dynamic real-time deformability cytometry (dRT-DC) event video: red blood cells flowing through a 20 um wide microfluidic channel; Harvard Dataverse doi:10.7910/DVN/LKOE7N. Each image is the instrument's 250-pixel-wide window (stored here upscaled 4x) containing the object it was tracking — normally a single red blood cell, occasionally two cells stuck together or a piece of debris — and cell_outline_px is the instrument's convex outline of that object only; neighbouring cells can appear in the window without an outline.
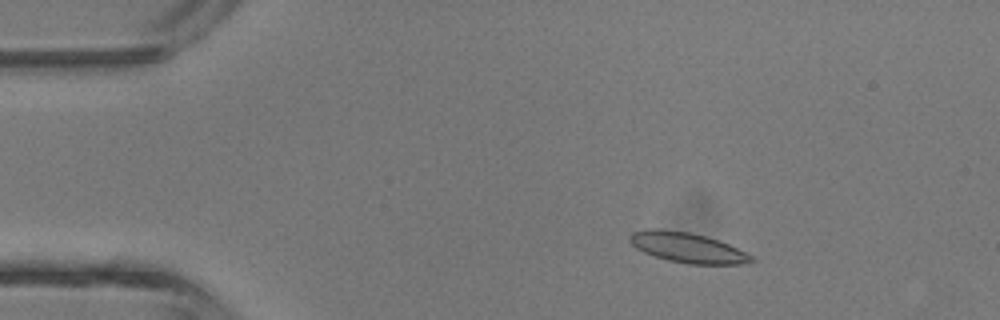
{"species": "common noctule bat (a hibernating species)", "species_latin": "Nyctalus noctula", "temperature_condition": "room temperature", "stored_images_in_passage": 5, "camera_frame_rate_fps": 3000, "um_per_image_px": 0.085, "animal": {"sex": "male", "body_mass_g": 13.3}, "frame": {"image": 1, "passage_image": 2, "time_ms": 1.0, "image_size_px": [1000, 320], "cell_outline_px": [[756, 260], [740, 264], [688, 264], [668, 260], [644, 252], [636, 248], [628, 240], [628, 236], [632, 232], [648, 228], [660, 228], [688, 232], [708, 236], [728, 244], [752, 256]], "centroid_in_image_um": [58.38, 21.03], "position_along_channel_um": 26.6, "area_um2": 21.33}}
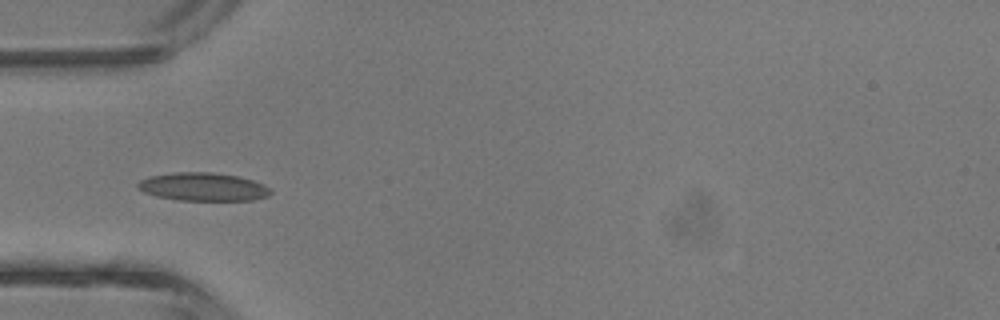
{"frame": {"image": 2, "passage_image": 4, "time_ms": 3.333, "image_size_px": [1000, 320], "cell_outline_px": [[272, 192], [268, 196], [252, 200], [180, 200], [156, 196], [144, 192], [136, 188], [136, 184], [140, 180], [148, 176], [176, 172], [212, 172], [236, 176], [252, 180], [264, 184], [272, 188]], "centroid_in_image_um": [17.25, 15.88], "position_along_channel_um": 67.7, "area_um2": 21.91}}
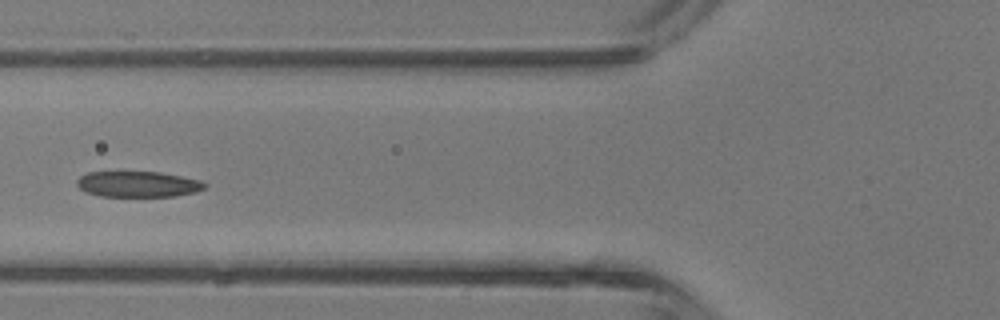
{"frame": {"image": 3, "passage_image": 5, "time_ms": 4.333, "image_size_px": [1000, 320], "cell_outline_px": [[208, 184], [204, 188], [196, 192], [176, 196], [100, 196], [84, 192], [76, 184], [76, 180], [80, 176], [88, 172], [160, 172], [200, 180]], "centroid_in_image_um": [11.71, 15.65], "position_along_channel_um": 114.1, "area_um2": 19.25}}